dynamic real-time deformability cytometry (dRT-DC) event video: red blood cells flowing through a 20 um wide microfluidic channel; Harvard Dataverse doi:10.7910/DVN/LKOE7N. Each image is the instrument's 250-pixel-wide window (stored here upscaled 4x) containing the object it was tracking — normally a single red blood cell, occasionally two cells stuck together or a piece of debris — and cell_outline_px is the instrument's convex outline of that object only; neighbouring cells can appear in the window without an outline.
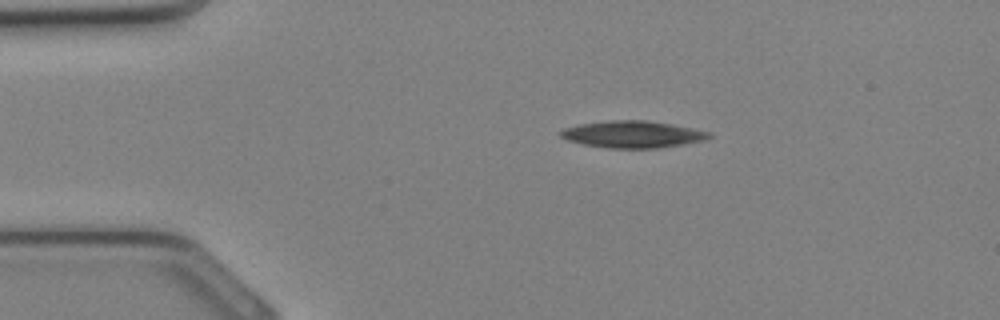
{"species": "Egyptian fruit bat (a non-hibernating species)", "species_latin": "Rousettus aegyptiacus", "temperature_condition": "cold", "stored_images_in_passage": 32, "camera_frame_rate_fps": 3000, "um_per_image_px": 0.085, "animal": {"sex": "female"}, "frame": {"image": 1, "passage_image": 5, "time_ms": 1.333, "image_size_px": [1000, 320], "cell_outline_px": [[712, 136], [704, 140], [684, 144], [656, 148], [608, 148], [584, 144], [568, 140], [560, 136], [560, 132], [564, 128], [580, 124], [608, 120], [648, 120], [672, 124], [712, 132]], "centroid_in_image_um": [53.8, 11.41], "position_along_channel_um": 31.2, "area_um2": 23.24}}
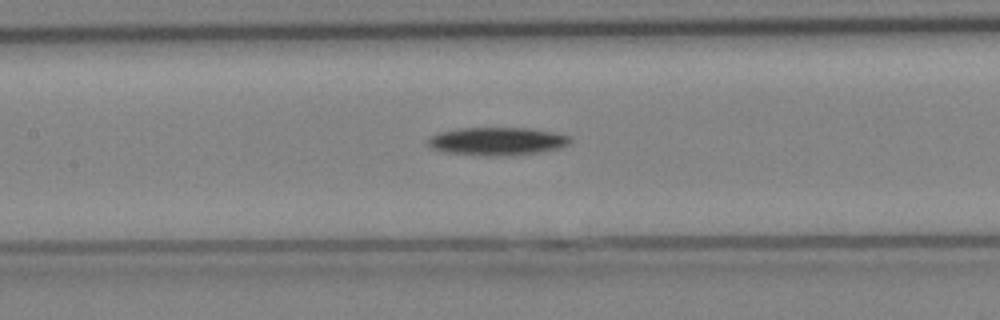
{"frame": {"image": 2, "passage_image": 14, "time_ms": 4.333, "image_size_px": [1000, 320], "cell_outline_px": [[572, 140], [568, 144], [560, 148], [540, 152], [440, 152], [432, 148], [428, 144], [428, 140], [432, 136], [440, 132], [460, 128], [532, 128], [556, 132], [572, 136]], "centroid_in_image_um": [42.34, 11.93], "position_along_channel_um": 165.1, "area_um2": 21.79}}
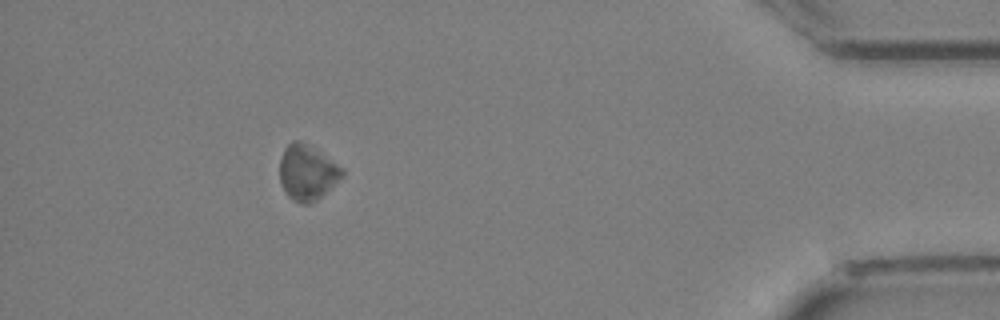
{"frame": {"image": 3, "passage_image": 29, "time_ms": 9.333, "image_size_px": [1000, 320], "cell_outline_px": [[344, 176], [312, 204], [300, 204], [288, 196], [280, 184], [280, 156], [284, 148], [292, 140], [300, 140], [320, 152], [344, 168]], "centroid_in_image_um": [26.11, 14.67], "position_along_channel_um": 409.1, "area_um2": 20.29}}